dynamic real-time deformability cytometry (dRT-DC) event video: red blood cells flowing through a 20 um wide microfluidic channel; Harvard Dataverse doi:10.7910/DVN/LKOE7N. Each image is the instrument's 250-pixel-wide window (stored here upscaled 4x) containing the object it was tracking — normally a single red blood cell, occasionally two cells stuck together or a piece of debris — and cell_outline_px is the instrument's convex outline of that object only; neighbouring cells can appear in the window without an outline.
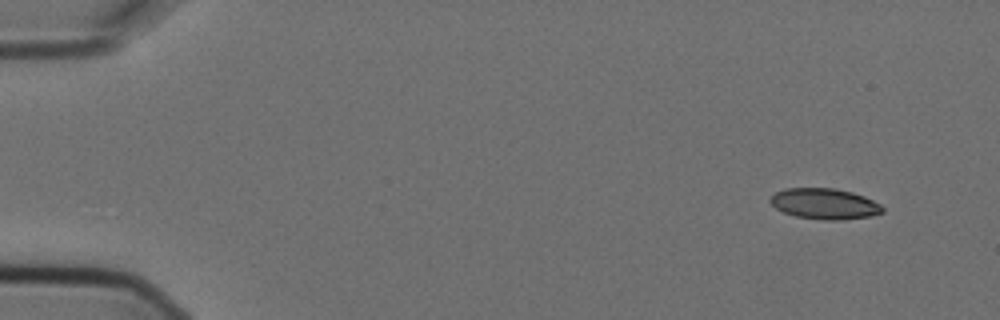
{"species": "Egyptian fruit bat (a non-hibernating species)", "species_latin": "Rousettus aegyptiacus", "temperature_condition": "cold", "stored_images_in_passage": 6, "camera_frame_rate_fps": 3000, "um_per_image_px": 0.085, "animal": {"sex": "female"}, "frame": {"image": 1, "passage_image": 1, "time_ms": 0.0, "image_size_px": [1000, 320], "cell_outline_px": [[884, 212], [872, 216], [840, 220], [824, 220], [796, 216], [784, 212], [776, 208], [768, 200], [776, 192], [784, 188], [832, 188], [852, 192], [864, 196], [880, 204], [884, 208]], "centroid_in_image_um": [70.1, 17.32], "position_along_channel_um": 14.9, "area_um2": 20.11}}
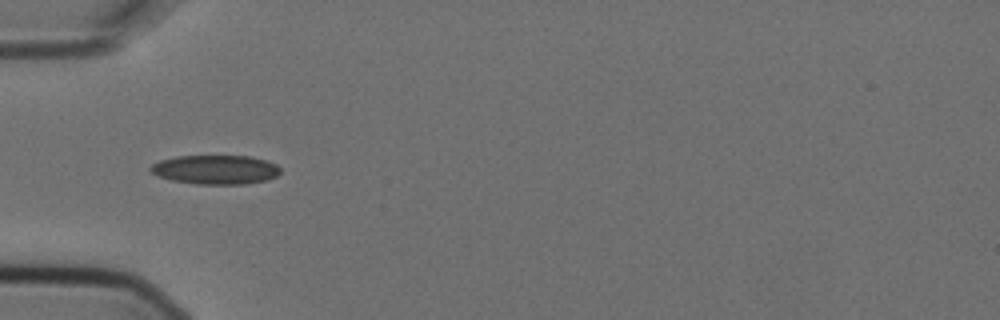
{"frame": {"image": 2, "passage_image": 5, "time_ms": 1.333, "image_size_px": [1000, 320], "cell_outline_px": [[280, 172], [276, 176], [268, 180], [244, 184], [196, 184], [172, 180], [156, 176], [148, 168], [152, 164], [160, 160], [176, 156], [248, 156], [268, 160], [276, 164], [280, 168]], "centroid_in_image_um": [18.32, 14.42], "position_along_channel_um": 66.7, "area_um2": 22.2}}
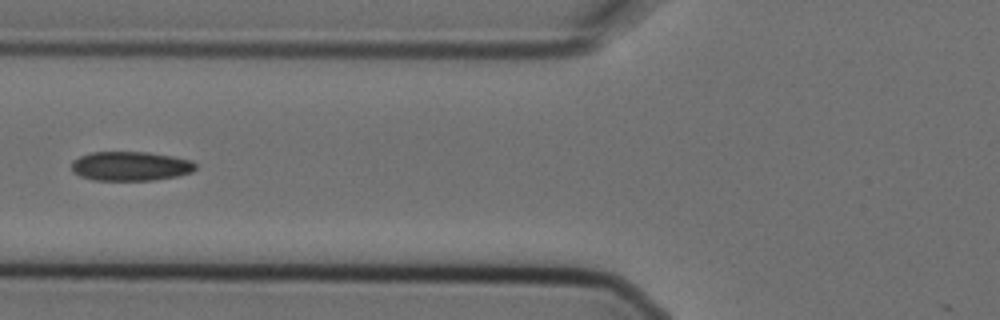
{"frame": {"image": 3, "passage_image": 6, "time_ms": 1.667, "image_size_px": [1000, 320], "cell_outline_px": [[196, 168], [192, 172], [176, 176], [152, 180], [92, 180], [80, 176], [72, 172], [72, 160], [80, 156], [92, 152], [148, 152], [172, 156], [192, 160], [196, 164]], "centroid_in_image_um": [11.08, 14.12], "position_along_channel_um": 114.7, "area_um2": 21.21}}